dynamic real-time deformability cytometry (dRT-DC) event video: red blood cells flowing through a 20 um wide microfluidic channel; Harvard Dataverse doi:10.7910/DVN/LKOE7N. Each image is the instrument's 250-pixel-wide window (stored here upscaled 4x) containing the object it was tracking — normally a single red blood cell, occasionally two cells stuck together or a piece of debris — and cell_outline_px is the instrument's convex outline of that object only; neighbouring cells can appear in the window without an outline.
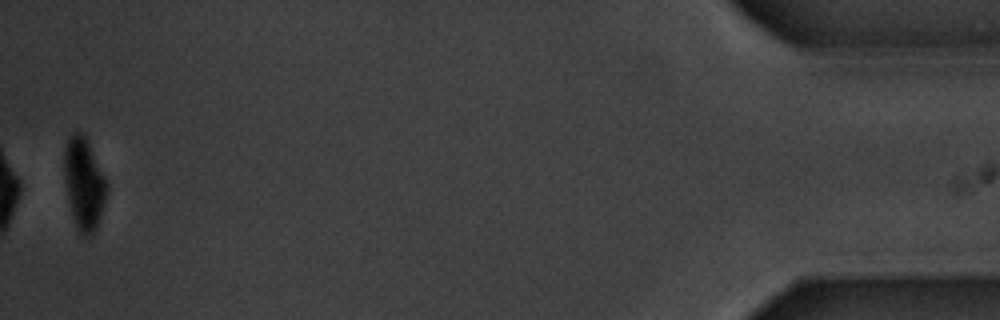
{"species": "common noctule bat (a hibernating species)", "species_latin": "Nyctalus noctula", "temperature_condition": "warm", "stored_images_in_passage": 12, "camera_frame_rate_fps": 3000, "um_per_image_px": 0.085, "animal": {"sex": "male", "body_mass_g": 20.1, "forearm_length_mm": 53.5}, "frame": {"image": 1, "passage_image": 12, "time_ms": 14.0, "image_size_px": [1000, 320], "cell_outline_px": [[108, 184], [104, 200], [96, 228], [92, 236], [84, 236], [76, 228], [68, 200], [64, 180], [64, 148], [72, 132], [76, 128], [84, 132]], "centroid_in_image_um": [7.11, 15.55], "position_along_channel_um": 428.1, "area_um2": 22.77}, "authors_computed_cell_mechanics": {"area_um2": 26.7614, "velocity_mm_per_s": 3.497, "shape_relaxation_time_tau1_ms": 1.8635, "shape_relaxation_time_tau2_ms": 3.768, "deformation_change_tau1": 0.0838, "deformation_change_tau2": 0.0199}}